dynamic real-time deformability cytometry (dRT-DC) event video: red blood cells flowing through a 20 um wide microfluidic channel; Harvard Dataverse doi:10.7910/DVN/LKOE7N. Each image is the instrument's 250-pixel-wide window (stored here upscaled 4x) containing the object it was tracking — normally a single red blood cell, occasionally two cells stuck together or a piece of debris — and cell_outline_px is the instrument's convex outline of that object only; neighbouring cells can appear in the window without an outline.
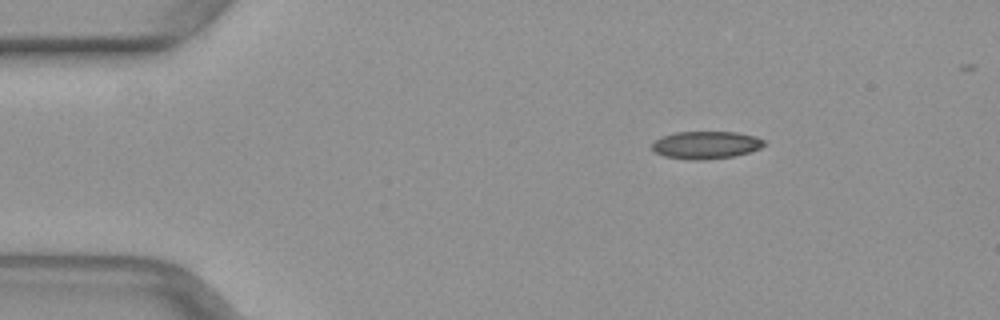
{"species": "common noctule bat (a hibernating species)", "species_latin": "Nyctalus noctula", "temperature_condition": "warm", "stored_images_in_passage": 5, "camera_frame_rate_fps": 3000, "um_per_image_px": 0.085, "animal": {"sex": "female", "body_mass_g": 29.2, "forearm_length_mm": 56.3}, "frame": {"image": 1, "passage_image": 1, "time_ms": 0.0, "image_size_px": [1000, 320], "cell_outline_px": [[768, 144], [760, 148], [736, 156], [704, 160], [692, 160], [664, 156], [656, 152], [652, 148], [652, 144], [660, 136], [676, 132], [736, 132], [756, 136], [764, 140]], "centroid_in_image_um": [60.03, 12.32], "position_along_channel_um": 25.0, "area_um2": 18.15}}